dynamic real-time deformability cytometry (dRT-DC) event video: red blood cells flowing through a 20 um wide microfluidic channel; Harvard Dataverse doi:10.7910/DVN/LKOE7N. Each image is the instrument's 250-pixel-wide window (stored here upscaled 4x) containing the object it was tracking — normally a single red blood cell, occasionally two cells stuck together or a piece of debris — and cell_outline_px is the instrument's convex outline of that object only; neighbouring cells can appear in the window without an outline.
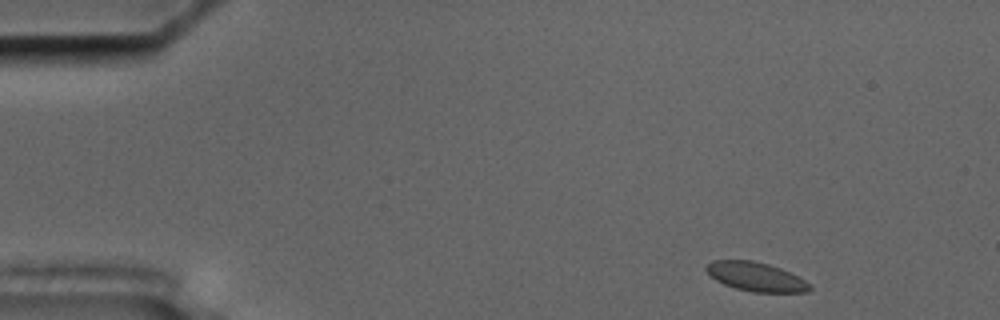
{"species": "common noctule bat (a hibernating species)", "species_latin": "Nyctalus noctula", "temperature_condition": "cold", "stored_images_in_passage": 52, "camera_frame_rate_fps": 3000, "um_per_image_px": 0.085, "animal": {"sex": "male", "body_mass_g": 17.5, "forearm_length_mm": 52.3}, "frame": {"image": 1, "passage_image": 2, "time_ms": 0.333, "image_size_px": [1000, 320], "cell_outline_px": [[812, 288], [808, 292], [752, 292], [736, 288], [724, 284], [716, 280], [704, 268], [712, 260], [752, 260], [768, 264], [780, 268], [812, 284]], "centroid_in_image_um": [64.26, 23.52], "position_along_channel_um": 20.7, "area_um2": 17.34}}
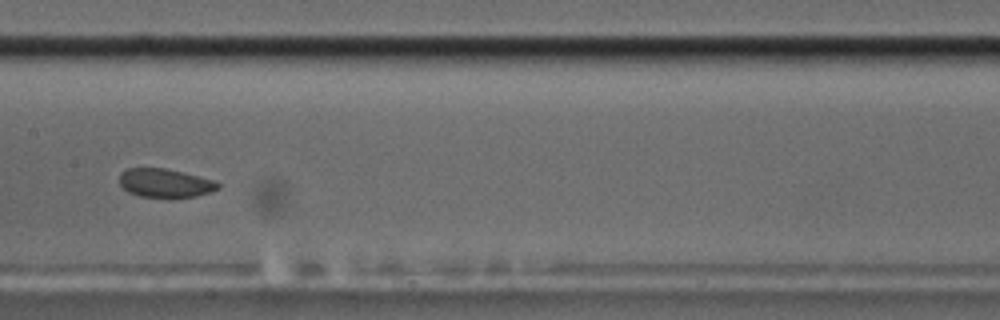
{"frame": {"image": 2, "passage_image": 24, "time_ms": 7.667, "image_size_px": [1000, 320], "cell_outline_px": [[220, 188], [212, 192], [196, 196], [172, 200], [168, 200], [140, 196], [128, 192], [120, 184], [120, 172], [128, 168], [164, 168], [184, 172], [216, 180], [220, 184]], "centroid_in_image_um": [14.08, 15.6], "position_along_channel_um": 193.3, "area_um2": 17.22}}
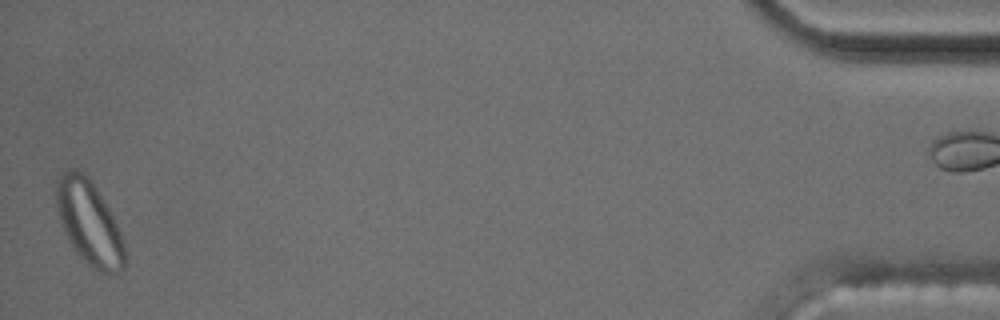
{"frame": {"image": 3, "passage_image": 51, "time_ms": 16.667, "image_size_px": [1000, 320], "cell_outline_px": [[124, 268], [120, 272], [108, 276], [96, 272], [72, 248], [64, 232], [60, 220], [56, 204], [56, 188], [60, 172], [68, 168], [72, 168], [84, 172], [88, 176], [108, 208], [120, 232], [124, 244]], "centroid_in_image_um": [7.56, 18.96], "position_along_channel_um": 427.6, "area_um2": 33.58}, "authors_computed_cell_mechanics": {"area_um2": 17.9758, "velocity_mm_per_s": 3.5866, "shape_relaxation_time_tau1_ms": 6.1943, "shape_relaxation_time_tau2_ms": null, "deformation_change_tau1": 0.0794, "deformation_change_tau2": null}}